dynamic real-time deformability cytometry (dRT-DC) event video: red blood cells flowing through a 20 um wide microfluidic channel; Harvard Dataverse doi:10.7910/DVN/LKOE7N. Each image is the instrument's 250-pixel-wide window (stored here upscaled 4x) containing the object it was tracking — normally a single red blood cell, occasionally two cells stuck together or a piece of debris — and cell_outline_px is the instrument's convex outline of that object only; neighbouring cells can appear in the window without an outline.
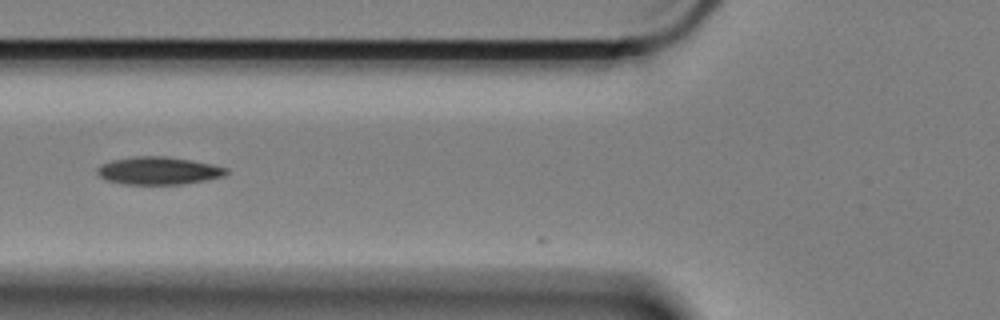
{"species": "Egyptian fruit bat (a non-hibernating species)", "species_latin": "Rousettus aegyptiacus", "temperature_condition": "cold", "stored_images_in_passage": 4, "camera_frame_rate_fps": 3000, "um_per_image_px": 0.085, "animal": {"sex": "female"}, "frame": {"image": 1, "passage_image": 3, "time_ms": 0.667, "image_size_px": [1000, 320], "cell_outline_px": [[228, 172], [224, 176], [204, 180], [180, 184], [124, 184], [108, 180], [100, 176], [96, 172], [96, 168], [100, 164], [112, 160], [136, 156], [164, 156], [212, 164], [228, 168]], "centroid_in_image_um": [13.45, 14.5], "position_along_channel_um": 112.4, "area_um2": 20.63}}